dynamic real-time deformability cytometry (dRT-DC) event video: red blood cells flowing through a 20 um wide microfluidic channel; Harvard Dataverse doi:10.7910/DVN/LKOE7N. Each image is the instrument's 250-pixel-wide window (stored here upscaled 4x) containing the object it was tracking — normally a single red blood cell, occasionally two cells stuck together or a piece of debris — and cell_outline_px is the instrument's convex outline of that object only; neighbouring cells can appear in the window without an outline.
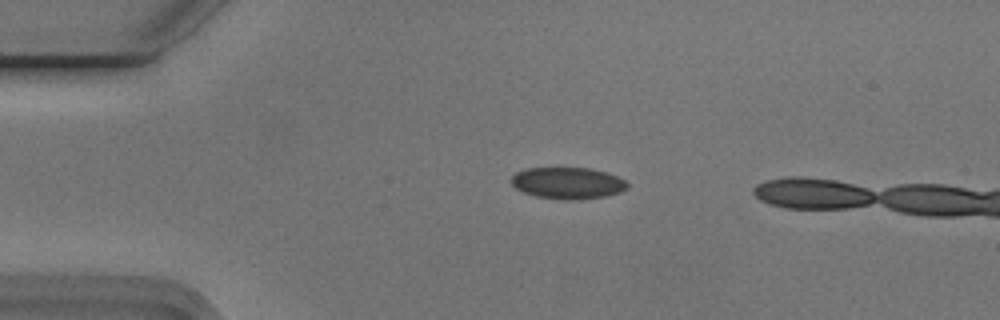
{"species": "Egyptian fruit bat (a non-hibernating species)", "species_latin": "Rousettus aegyptiacus", "temperature_condition": "cold", "stored_images_in_passage": 4, "camera_frame_rate_fps": 3000, "um_per_image_px": 0.085, "animal": {"sex": "male"}, "frame": {"image": 1, "passage_image": 2, "time_ms": 0.333, "image_size_px": [1000, 320], "cell_outline_px": [[628, 188], [620, 192], [604, 196], [572, 200], [564, 200], [536, 196], [524, 192], [516, 188], [512, 184], [512, 176], [516, 172], [524, 168], [592, 168], [616, 176], [624, 180], [628, 184]], "centroid_in_image_um": [48.24, 15.55], "position_along_channel_um": 36.8, "area_um2": 21.21}}